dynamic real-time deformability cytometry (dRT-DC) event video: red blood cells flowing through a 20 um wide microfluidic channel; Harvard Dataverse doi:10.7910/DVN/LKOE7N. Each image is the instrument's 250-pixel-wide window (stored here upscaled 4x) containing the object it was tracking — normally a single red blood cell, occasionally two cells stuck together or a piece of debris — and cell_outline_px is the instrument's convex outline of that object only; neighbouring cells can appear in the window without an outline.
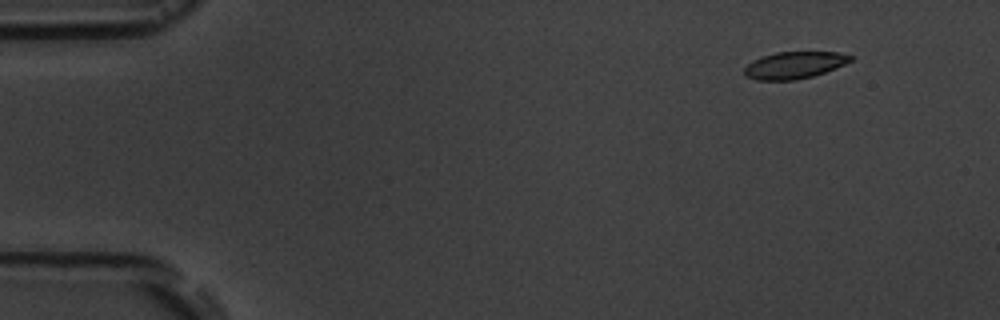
{"species": "common noctule bat (a hibernating species)", "species_latin": "Nyctalus noctula", "temperature_condition": "room temperature", "stored_images_in_passage": 4, "camera_frame_rate_fps": 3000, "um_per_image_px": 0.085, "animal": {"sex": "male", "body_mass_g": 19.5, "forearm_length_mm": 54.6}, "frame": {"image": 1, "passage_image": 2, "time_ms": 1.0, "image_size_px": [1000, 320], "cell_outline_px": [[852, 60], [844, 64], [824, 72], [812, 76], [796, 80], [756, 80], [744, 76], [744, 68], [752, 60], [776, 52], [836, 52], [852, 56]], "centroid_in_image_um": [67.47, 5.54], "position_along_channel_um": 17.5, "area_um2": 16.53}}